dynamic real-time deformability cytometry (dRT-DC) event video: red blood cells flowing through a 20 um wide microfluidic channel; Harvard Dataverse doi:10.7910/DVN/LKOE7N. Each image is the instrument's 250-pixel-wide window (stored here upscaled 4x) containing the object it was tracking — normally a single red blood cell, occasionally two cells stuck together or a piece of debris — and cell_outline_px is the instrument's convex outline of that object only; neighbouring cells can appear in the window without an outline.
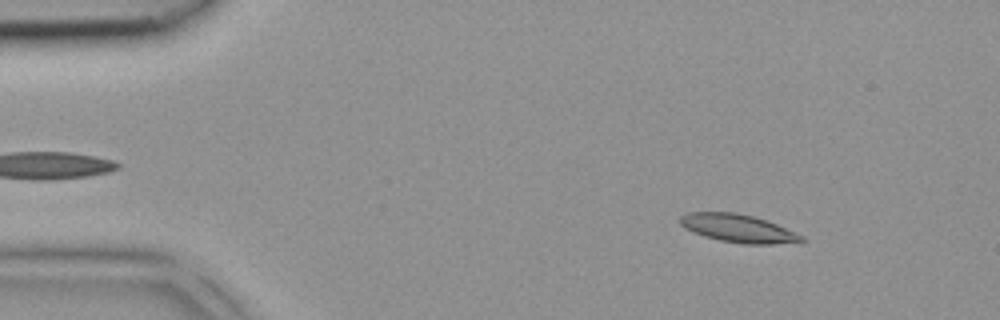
{"species": "common noctule bat (a hibernating species)", "species_latin": "Nyctalus noctula", "temperature_condition": "room temperature", "stored_images_in_passage": 42, "camera_frame_rate_fps": 3000, "um_per_image_px": 0.085, "animal": {"sex": "female", "body_mass_g": 18.4}, "frame": {"image": 1, "passage_image": 5, "time_ms": 1.333, "image_size_px": [1000, 320], "cell_outline_px": [[808, 240], [772, 244], [744, 244], [720, 240], [704, 236], [684, 228], [680, 224], [680, 216], [688, 212], [736, 212], [752, 216], [776, 224], [804, 236]], "centroid_in_image_um": [62.71, 19.4], "position_along_channel_um": 22.3, "area_um2": 19.65}}
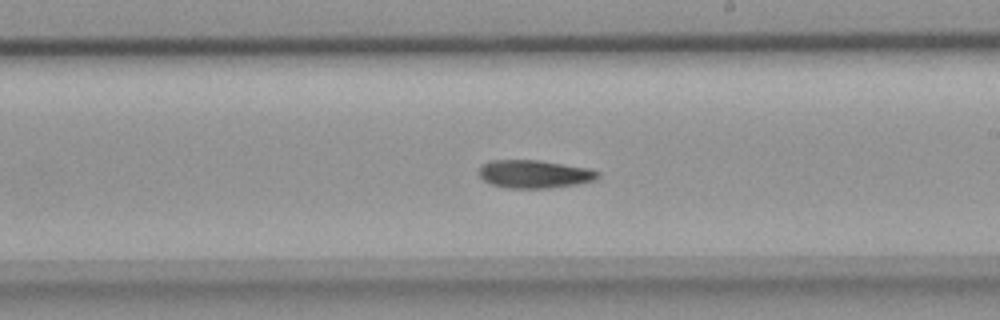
{"frame": {"image": 2, "passage_image": 24, "time_ms": 7.667, "image_size_px": [1000, 320], "cell_outline_px": [[600, 176], [596, 180], [576, 184], [548, 188], [508, 188], [492, 184], [484, 180], [480, 176], [480, 168], [488, 160], [540, 160], [588, 168], [600, 172]], "centroid_in_image_um": [45.45, 14.79], "position_along_channel_um": 243.5, "area_um2": 19.36}}
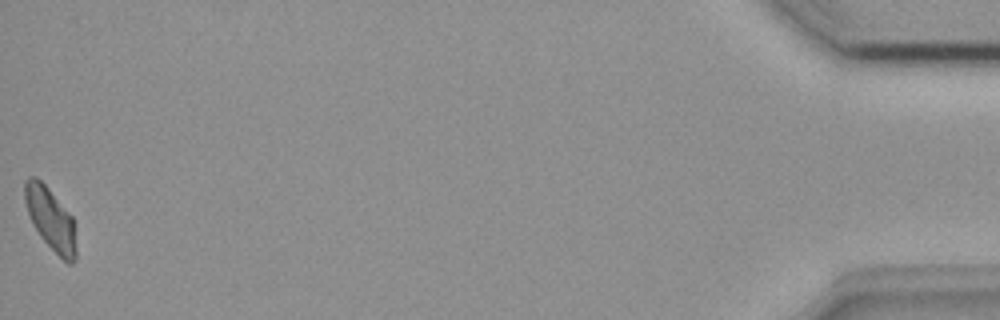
{"frame": {"image": 3, "passage_image": 42, "time_ms": 13.667, "image_size_px": [1000, 320], "cell_outline_px": [[76, 256], [72, 264], [68, 264], [40, 236], [32, 224], [24, 200], [24, 180], [28, 176], [36, 176], [48, 188], [72, 216], [76, 248]], "centroid_in_image_um": [4.27, 18.58], "position_along_channel_um": 430.9, "area_um2": 18.44}}